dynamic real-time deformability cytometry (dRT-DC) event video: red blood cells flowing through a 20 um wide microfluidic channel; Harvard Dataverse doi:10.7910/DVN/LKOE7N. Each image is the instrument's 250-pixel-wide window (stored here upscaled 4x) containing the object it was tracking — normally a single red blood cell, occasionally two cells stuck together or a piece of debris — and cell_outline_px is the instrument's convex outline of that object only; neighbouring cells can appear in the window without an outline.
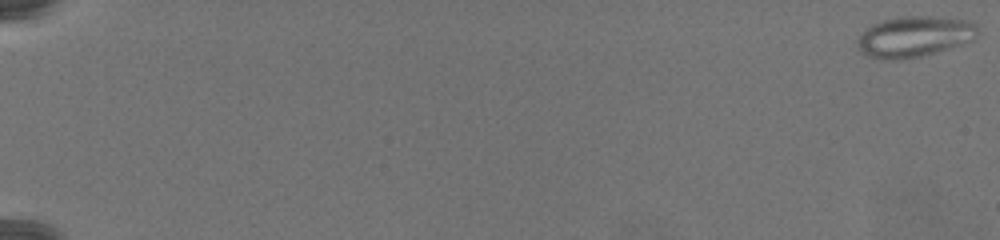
{"species": "common noctule bat (a hibernating species)", "species_latin": "Nyctalus noctula", "temperature_condition": "warm", "stored_images_in_passage": 80, "camera_frame_rate_fps": 3000, "um_per_image_px": 0.085, "animal": {"sex": "female", "body_mass_g": 19.5, "forearm_length_mm": 54.1}, "frame": {"image": 1, "passage_image": 1, "time_ms": 0.0, "image_size_px": [1000, 240], "cell_outline_px": [[976, 32], [972, 40], [960, 44], [920, 56], [868, 56], [860, 48], [860, 36], [868, 28], [884, 20], [964, 20], [972, 24], [976, 28]], "centroid_in_image_um": [77.74, 3.14], "position_along_channel_um": 7.3, "area_um2": 24.97}}
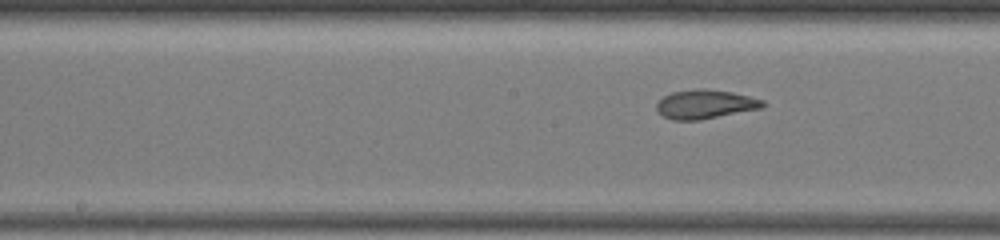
{"frame": {"image": 2, "passage_image": 45, "time_ms": 14.667, "image_size_px": [1000, 240], "cell_outline_px": [[764, 104], [760, 108], [700, 120], [672, 120], [664, 116], [656, 108], [656, 104], [664, 96], [672, 92], [700, 88], [704, 88], [732, 92], [764, 100]], "centroid_in_image_um": [59.92, 8.85], "position_along_channel_um": 188.3, "area_um2": 17.69}}
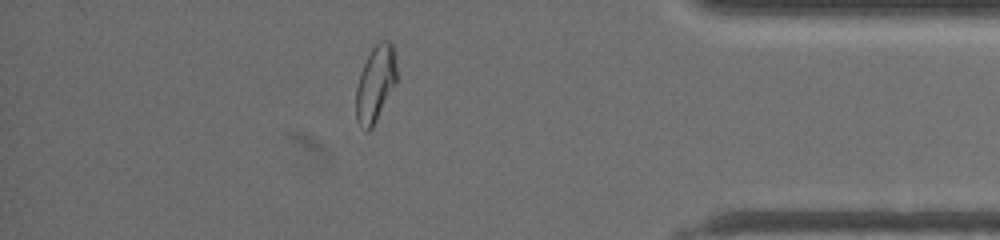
{"frame": {"image": 3, "passage_image": 71, "time_ms": 23.333, "image_size_px": [1000, 240], "cell_outline_px": [[396, 84], [372, 128], [368, 132], [364, 132], [356, 120], [356, 88], [360, 72], [372, 48], [380, 40], [388, 40], [392, 44], [396, 56]], "centroid_in_image_um": [31.91, 7.13], "position_along_channel_um": 403.3, "area_um2": 18.21}}